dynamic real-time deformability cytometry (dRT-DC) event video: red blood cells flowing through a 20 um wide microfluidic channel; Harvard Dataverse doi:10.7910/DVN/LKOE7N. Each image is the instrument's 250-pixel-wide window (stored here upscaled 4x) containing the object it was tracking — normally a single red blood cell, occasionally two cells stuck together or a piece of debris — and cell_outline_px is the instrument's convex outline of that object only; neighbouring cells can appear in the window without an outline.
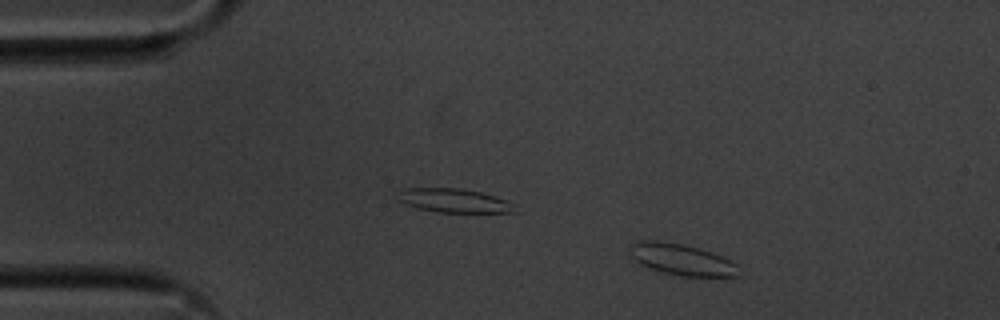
{"species": "common noctule bat (a hibernating species)", "species_latin": "Nyctalus noctula", "temperature_condition": "cold", "stored_images_in_passage": 51, "camera_frame_rate_fps": 3000, "um_per_image_px": 0.085, "animal": {"sex": "male", "body_mass_g": 20.1, "forearm_length_mm": 53.5}, "frame": {"image": 1, "passage_image": 4, "time_ms": 1.0, "image_size_px": [1000, 320], "cell_outline_px": [[744, 276], [684, 276], [664, 272], [648, 268], [632, 260], [632, 244], [636, 240], [656, 240], [684, 244], [712, 252], [724, 256], [732, 260], [736, 264]], "centroid_in_image_um": [58.0, 22.06], "position_along_channel_um": 27.0, "area_um2": 20.06}}
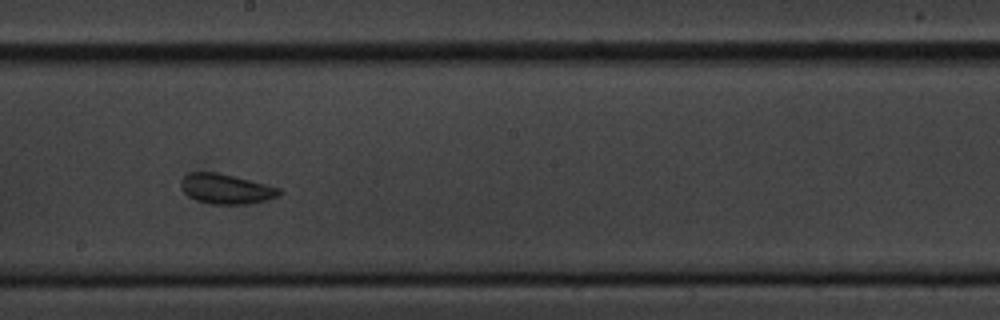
{"frame": {"image": 2, "passage_image": 26, "time_ms": 8.333, "image_size_px": [1000, 320], "cell_outline_px": [[284, 192], [280, 196], [268, 200], [248, 204], [212, 204], [196, 200], [188, 196], [180, 188], [180, 180], [188, 172], [216, 172], [280, 188]], "centroid_in_image_um": [19.21, 16.07], "position_along_channel_um": 229.0, "area_um2": 17.22}}
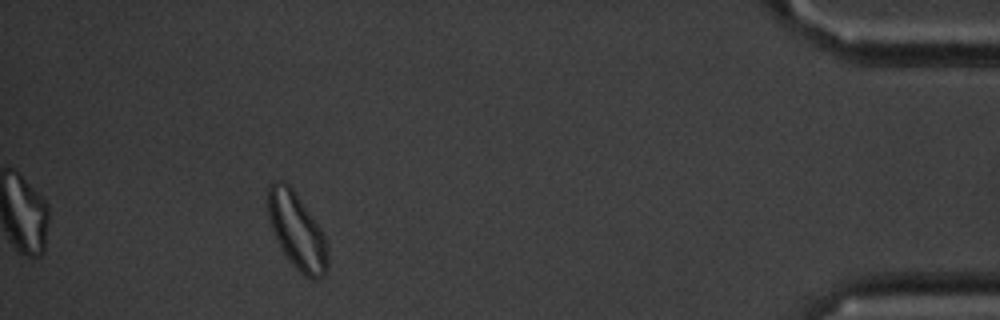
{"frame": {"image": 3, "passage_image": 46, "time_ms": 15.0, "image_size_px": [1000, 320], "cell_outline_px": [[328, 268], [324, 276], [316, 280], [312, 280], [304, 276], [292, 264], [284, 252], [272, 228], [268, 216], [268, 184], [272, 180], [284, 180], [292, 188], [324, 236], [328, 248]], "centroid_in_image_um": [25.24, 19.65], "position_along_channel_um": 410.0, "area_um2": 26.13}, "authors_computed_cell_mechanics": {"area_um2": 18.2648, "velocity_mm_per_s": 3.568, "shape_relaxation_time_tau1_ms": null, "shape_relaxation_time_tau2_ms": 2.108, "deformation_change_tau1": null, "deformation_change_tau2": 0.0755}}